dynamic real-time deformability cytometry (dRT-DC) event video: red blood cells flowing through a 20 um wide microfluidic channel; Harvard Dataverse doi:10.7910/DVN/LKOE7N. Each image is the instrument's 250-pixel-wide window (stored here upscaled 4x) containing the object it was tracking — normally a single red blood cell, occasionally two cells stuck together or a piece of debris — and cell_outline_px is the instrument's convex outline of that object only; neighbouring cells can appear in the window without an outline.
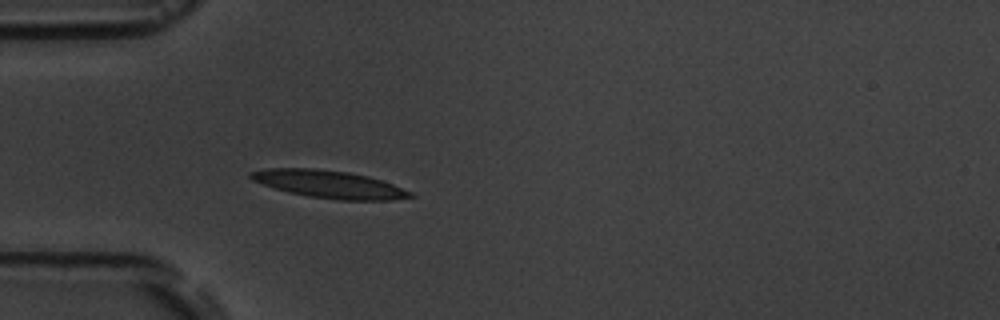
{"species": "common noctule bat (a hibernating species)", "species_latin": "Nyctalus noctula", "temperature_condition": "room temperature", "stored_images_in_passage": 4, "camera_frame_rate_fps": 3000, "um_per_image_px": 0.085, "animal": {"sex": "male", "body_mass_g": 19.5, "forearm_length_mm": 54.6}, "frame": {"image": 1, "passage_image": 4, "time_ms": 4.333, "image_size_px": [1000, 320], "cell_outline_px": [[416, 196], [392, 200], [340, 200], [308, 196], [288, 192], [252, 180], [248, 176], [248, 172], [268, 168], [312, 168], [348, 172], [368, 176], [392, 184], [412, 192]], "centroid_in_image_um": [27.97, 15.66], "position_along_channel_um": 57.0, "area_um2": 25.49}}